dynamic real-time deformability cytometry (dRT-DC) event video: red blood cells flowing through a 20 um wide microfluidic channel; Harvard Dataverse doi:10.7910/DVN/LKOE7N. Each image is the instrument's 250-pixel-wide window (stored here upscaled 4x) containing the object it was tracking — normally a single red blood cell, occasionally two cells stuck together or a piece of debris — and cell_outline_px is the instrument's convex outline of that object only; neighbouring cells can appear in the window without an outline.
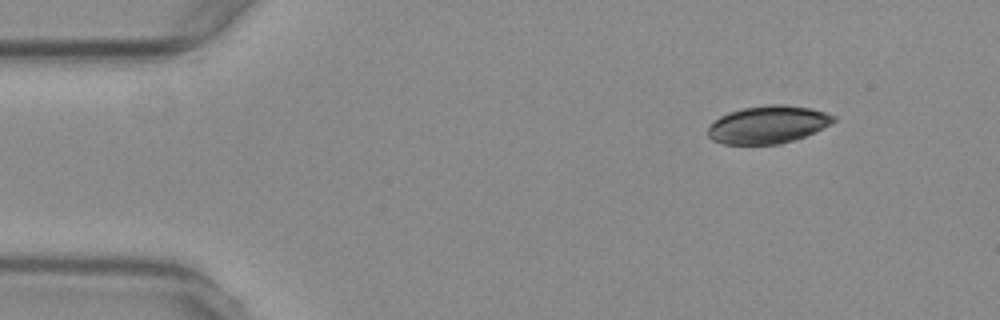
{"species": "common noctule bat (a hibernating species)", "species_latin": "Nyctalus noctula", "temperature_condition": "warm", "stored_images_in_passage": 41, "camera_frame_rate_fps": 3000, "um_per_image_px": 0.085, "animal": {"sex": "female", "body_mass_g": 29.2, "forearm_length_mm": 56.3}, "frame": {"image": 1, "passage_image": 1, "time_ms": 0.0, "image_size_px": [1000, 320], "cell_outline_px": [[836, 120], [832, 124], [804, 136], [780, 144], [724, 144], [712, 140], [708, 136], [708, 128], [720, 116], [728, 112], [744, 108], [768, 104], [784, 104], [812, 108], [836, 116]], "centroid_in_image_um": [65.29, 10.58], "position_along_channel_um": 19.7, "area_um2": 27.51}}
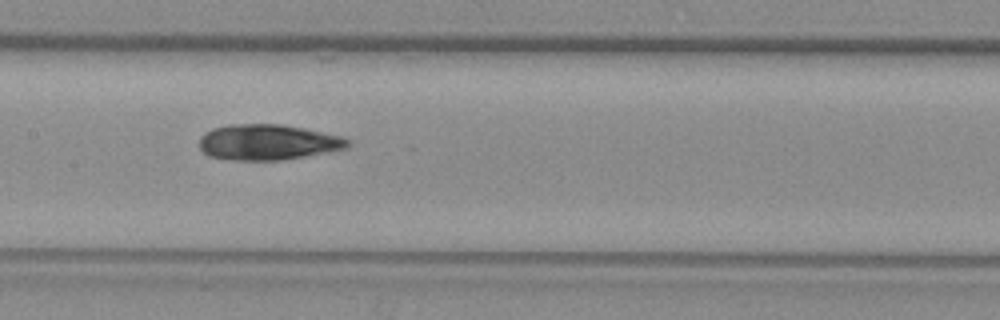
{"frame": {"image": 2, "passage_image": 21, "time_ms": 6.667, "image_size_px": [1000, 320], "cell_outline_px": [[352, 144], [348, 148], [280, 160], [232, 160], [208, 156], [200, 148], [200, 136], [204, 132], [212, 128], [228, 124], [280, 124], [304, 128], [340, 136], [352, 140]], "centroid_in_image_um": [22.75, 12.08], "position_along_channel_um": 184.6, "area_um2": 30.87}}
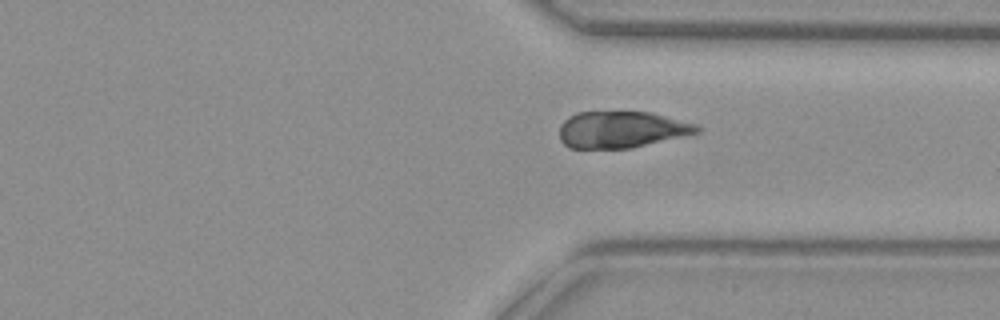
{"frame": {"image": 3, "passage_image": 35, "time_ms": 11.333, "image_size_px": [1000, 320], "cell_outline_px": [[704, 128], [700, 132], [632, 148], [568, 148], [560, 140], [560, 124], [568, 116], [576, 112], [648, 112], [696, 124]], "centroid_in_image_um": [52.81, 11.02], "position_along_channel_um": 358.6, "area_um2": 29.3}, "authors_computed_cell_mechanics": {"area_um2": 29.8248, "velocity_mm_per_s": 3.7392, "shape_relaxation_time_tau1_ms": null, "shape_relaxation_time_tau2_ms": 7.0433, "deformation_change_tau1": null, "deformation_change_tau2": 0.1103}}